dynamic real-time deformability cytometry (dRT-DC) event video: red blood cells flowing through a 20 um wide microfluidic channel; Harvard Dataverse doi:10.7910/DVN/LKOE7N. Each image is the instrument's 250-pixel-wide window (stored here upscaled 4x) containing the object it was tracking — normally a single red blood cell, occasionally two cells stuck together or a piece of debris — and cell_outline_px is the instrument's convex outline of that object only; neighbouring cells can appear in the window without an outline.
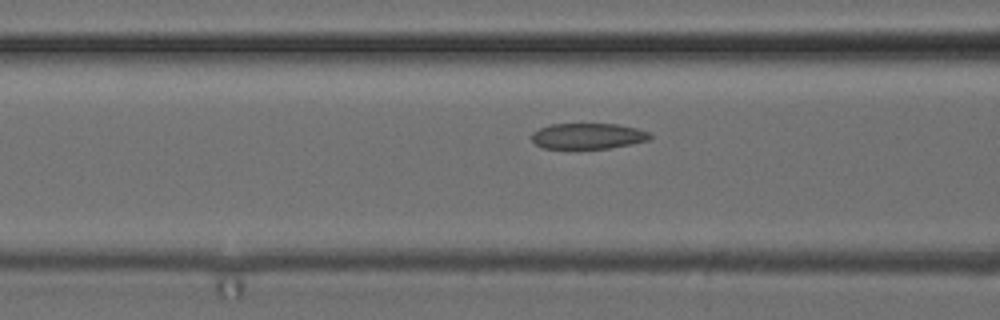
{"species": "common noctule bat (a hibernating species)", "species_latin": "Nyctalus noctula", "temperature_condition": "cold", "stored_images_in_passage": 18, "camera_frame_rate_fps": 3000, "um_per_image_px": 0.085, "animal": {"sex": "female", "body_mass_g": 24.6, "forearm_length_mm": 56.2}, "frame": {"image": 1, "passage_image": 13, "time_ms": 4.0, "image_size_px": [1000, 320], "cell_outline_px": [[652, 140], [632, 144], [608, 148], [544, 148], [536, 144], [532, 140], [532, 132], [540, 128], [552, 124], [620, 124], [636, 128], [648, 132], [652, 136]], "centroid_in_image_um": [50.02, 11.56], "position_along_channel_um": 116.6, "area_um2": 17.74}}
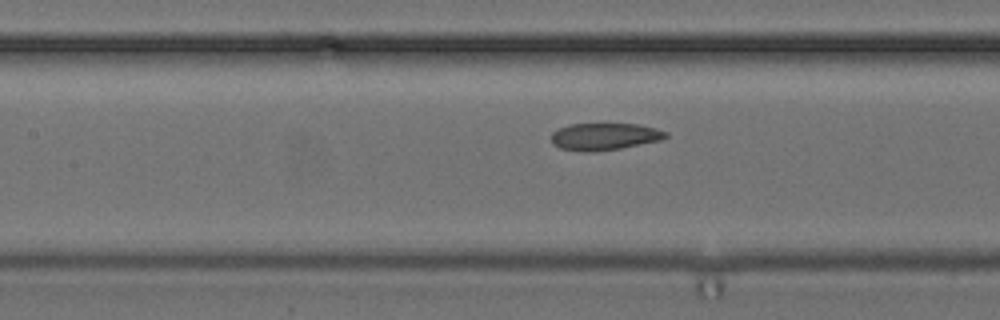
{"frame": {"image": 2, "passage_image": 16, "time_ms": 5.0, "image_size_px": [1000, 320], "cell_outline_px": [[668, 136], [660, 140], [620, 148], [592, 152], [584, 152], [560, 148], [552, 144], [552, 132], [568, 124], [640, 124], [656, 128], [668, 132]], "centroid_in_image_um": [51.38, 11.6], "position_along_channel_um": 156.0, "area_um2": 18.03}}